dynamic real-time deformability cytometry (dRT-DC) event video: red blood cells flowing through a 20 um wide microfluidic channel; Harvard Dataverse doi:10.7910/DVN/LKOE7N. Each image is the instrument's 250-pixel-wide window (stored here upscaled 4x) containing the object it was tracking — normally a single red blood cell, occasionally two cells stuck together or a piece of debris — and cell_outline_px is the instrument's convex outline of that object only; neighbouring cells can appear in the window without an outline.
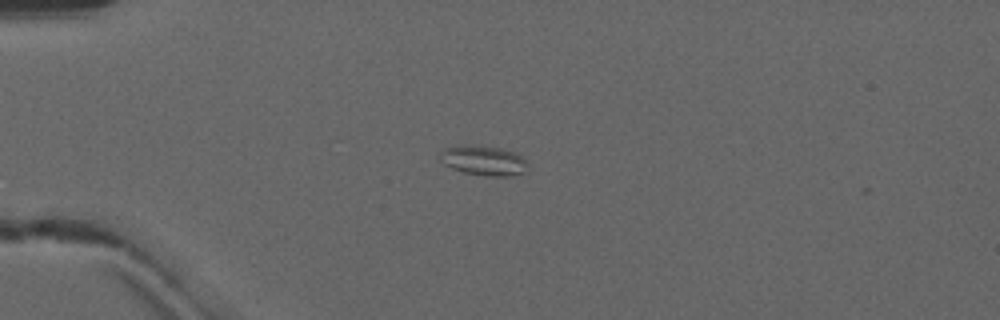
{"species": "common noctule bat (a hibernating species)", "species_latin": "Nyctalus noctula", "temperature_condition": "warm", "stored_images_in_passage": 16, "camera_frame_rate_fps": 3000, "um_per_image_px": 0.085, "animal": {"sex": "male", "forearm_length_mm": 52.5}, "frame": {"image": 1, "passage_image": 1, "time_ms": 0.0, "image_size_px": [1000, 320], "cell_outline_px": [[528, 172], [508, 176], [488, 176], [464, 172], [452, 168], [444, 164], [444, 148], [456, 144], [500, 148], [516, 152], [528, 164]], "centroid_in_image_um": [41.19, 13.65], "position_along_channel_um": 43.8, "area_um2": 14.97}}
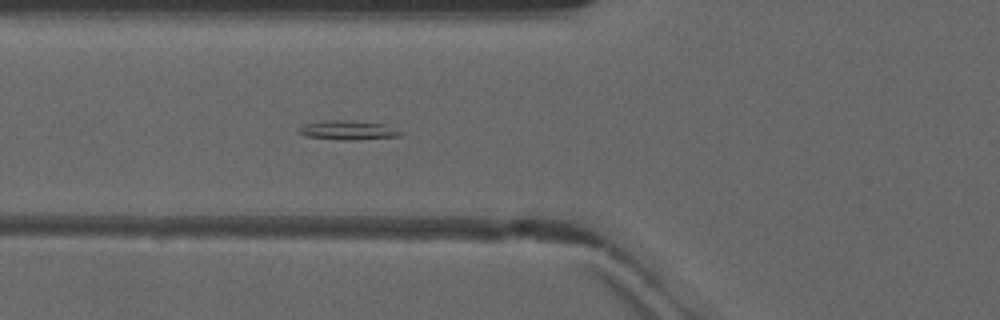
{"frame": {"image": 2, "passage_image": 7, "time_ms": 2.0, "image_size_px": [1000, 320], "cell_outline_px": [[404, 132], [400, 136], [356, 140], [340, 140], [304, 136], [296, 132], [296, 128], [304, 124], [324, 120], [352, 120], [384, 124]], "centroid_in_image_um": [29.52, 11.06], "position_along_channel_um": 96.3, "area_um2": 11.68}}